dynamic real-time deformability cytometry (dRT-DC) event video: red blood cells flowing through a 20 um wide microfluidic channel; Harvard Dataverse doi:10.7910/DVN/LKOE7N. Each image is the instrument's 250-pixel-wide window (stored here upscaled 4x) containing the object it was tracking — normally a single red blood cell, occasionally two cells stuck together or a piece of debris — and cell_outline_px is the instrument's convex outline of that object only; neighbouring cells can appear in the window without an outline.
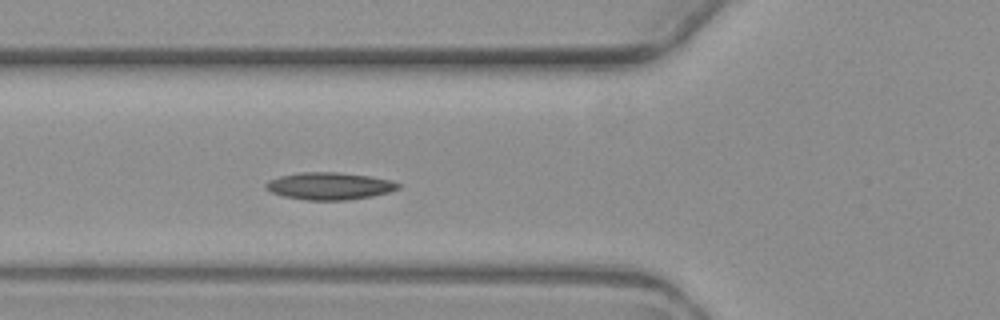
{"species": "common noctule bat (a hibernating species)", "species_latin": "Nyctalus noctula", "temperature_condition": "warm", "stored_images_in_passage": 4, "camera_frame_rate_fps": 3000, "um_per_image_px": 0.085, "animal": {"sex": "female", "body_mass_g": 19.3, "forearm_length_mm": 54.1}, "frame": {"image": 1, "passage_image": 4, "time_ms": 3.333, "image_size_px": [1000, 320], "cell_outline_px": [[400, 188], [388, 192], [372, 196], [344, 200], [308, 200], [284, 196], [272, 192], [264, 188], [264, 184], [268, 180], [280, 176], [300, 172], [340, 172], [368, 176], [392, 180], [400, 184]], "centroid_in_image_um": [27.99, 15.8], "position_along_channel_um": 97.8, "area_um2": 20.98}}